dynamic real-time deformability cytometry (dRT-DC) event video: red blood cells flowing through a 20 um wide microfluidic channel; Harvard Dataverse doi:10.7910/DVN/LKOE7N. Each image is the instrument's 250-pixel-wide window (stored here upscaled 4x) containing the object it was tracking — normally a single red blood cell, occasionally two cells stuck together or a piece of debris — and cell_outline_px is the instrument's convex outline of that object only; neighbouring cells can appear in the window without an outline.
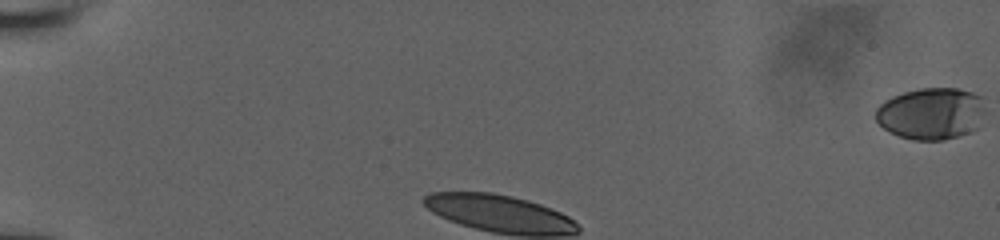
{"species": "human", "species_latin": "Homo sapiens", "temperature_condition": "room temperature", "stored_images_in_passage": 20, "camera_frame_rate_fps": 3000, "um_per_image_px": 0.085, "donor": {"sex": "male"}, "frame": {"image": 1, "passage_image": 1, "time_ms": 0.0, "image_size_px": [1000, 240], "cell_outline_px": [[984, 112], [976, 128], [968, 132], [944, 140], [912, 140], [900, 136], [884, 128], [876, 120], [876, 108], [884, 100], [892, 96], [904, 92], [920, 88], [956, 88], [972, 92], [984, 96]], "centroid_in_image_um": [79.16, 9.63], "position_along_channel_um": 5.8, "area_um2": 33.12}}
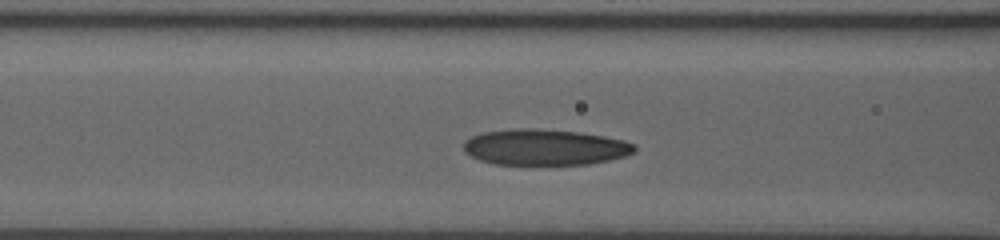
{"frame": {"image": 2, "passage_image": 12, "time_ms": 3.333, "image_size_px": [1000, 240], "cell_outline_px": [[636, 152], [612, 160], [588, 164], [492, 164], [480, 160], [464, 152], [464, 140], [472, 136], [484, 132], [520, 128], [536, 128], [580, 132], [604, 136], [624, 140], [636, 144]], "centroid_in_image_um": [46.34, 12.51], "position_along_channel_um": 120.3, "area_um2": 35.95}}
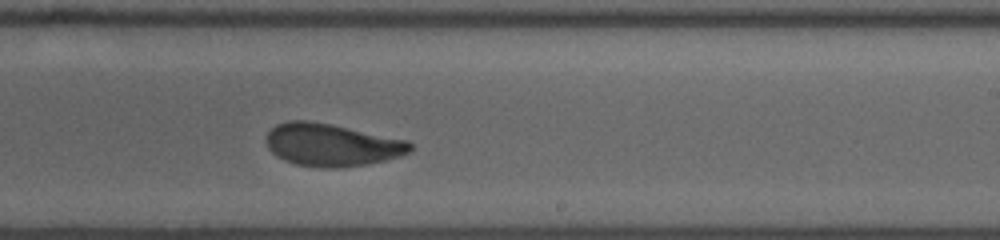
{"frame": {"image": 3, "passage_image": 20, "time_ms": 7.0, "image_size_px": [1000, 240], "cell_outline_px": [[412, 152], [400, 156], [384, 160], [364, 164], [336, 168], [324, 168], [296, 164], [284, 160], [276, 156], [268, 148], [268, 132], [276, 124], [288, 120], [308, 120], [332, 124], [408, 140], [412, 144]], "centroid_in_image_um": [28.21, 12.3], "position_along_channel_um": 260.8, "area_um2": 35.66}}